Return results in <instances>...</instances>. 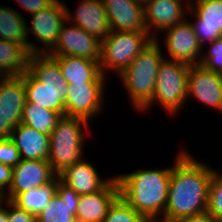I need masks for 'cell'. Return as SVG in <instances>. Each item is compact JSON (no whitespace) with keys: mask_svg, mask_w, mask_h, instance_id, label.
<instances>
[{"mask_svg":"<svg viewBox=\"0 0 222 222\" xmlns=\"http://www.w3.org/2000/svg\"><path fill=\"white\" fill-rule=\"evenodd\" d=\"M88 124L89 122L85 119L64 115L50 133L48 161L57 176L83 159L86 137L82 128L85 127L87 130Z\"/></svg>","mask_w":222,"mask_h":222,"instance_id":"cell-5","label":"cell"},{"mask_svg":"<svg viewBox=\"0 0 222 222\" xmlns=\"http://www.w3.org/2000/svg\"><path fill=\"white\" fill-rule=\"evenodd\" d=\"M14 126L7 120V118L0 112V139L10 137Z\"/></svg>","mask_w":222,"mask_h":222,"instance_id":"cell-35","label":"cell"},{"mask_svg":"<svg viewBox=\"0 0 222 222\" xmlns=\"http://www.w3.org/2000/svg\"><path fill=\"white\" fill-rule=\"evenodd\" d=\"M176 222H220V221H217L208 212H205L200 215L177 220Z\"/></svg>","mask_w":222,"mask_h":222,"instance_id":"cell-36","label":"cell"},{"mask_svg":"<svg viewBox=\"0 0 222 222\" xmlns=\"http://www.w3.org/2000/svg\"><path fill=\"white\" fill-rule=\"evenodd\" d=\"M74 11L70 13L65 5L66 21L84 29L88 34L103 41L110 33L106 9L102 0H81Z\"/></svg>","mask_w":222,"mask_h":222,"instance_id":"cell-15","label":"cell"},{"mask_svg":"<svg viewBox=\"0 0 222 222\" xmlns=\"http://www.w3.org/2000/svg\"><path fill=\"white\" fill-rule=\"evenodd\" d=\"M20 153L10 137L0 139V163L12 167L20 163Z\"/></svg>","mask_w":222,"mask_h":222,"instance_id":"cell-31","label":"cell"},{"mask_svg":"<svg viewBox=\"0 0 222 222\" xmlns=\"http://www.w3.org/2000/svg\"><path fill=\"white\" fill-rule=\"evenodd\" d=\"M8 222H37L36 216L8 200Z\"/></svg>","mask_w":222,"mask_h":222,"instance_id":"cell-32","label":"cell"},{"mask_svg":"<svg viewBox=\"0 0 222 222\" xmlns=\"http://www.w3.org/2000/svg\"><path fill=\"white\" fill-rule=\"evenodd\" d=\"M30 51L19 45L0 39V72L4 76H20L28 70Z\"/></svg>","mask_w":222,"mask_h":222,"instance_id":"cell-25","label":"cell"},{"mask_svg":"<svg viewBox=\"0 0 222 222\" xmlns=\"http://www.w3.org/2000/svg\"><path fill=\"white\" fill-rule=\"evenodd\" d=\"M189 68L188 64L165 58L158 69L152 100L141 112L150 110L157 101L165 109L164 111L176 114L188 99Z\"/></svg>","mask_w":222,"mask_h":222,"instance_id":"cell-6","label":"cell"},{"mask_svg":"<svg viewBox=\"0 0 222 222\" xmlns=\"http://www.w3.org/2000/svg\"><path fill=\"white\" fill-rule=\"evenodd\" d=\"M26 101L55 112H65L68 83L58 62L49 54H31L24 73Z\"/></svg>","mask_w":222,"mask_h":222,"instance_id":"cell-3","label":"cell"},{"mask_svg":"<svg viewBox=\"0 0 222 222\" xmlns=\"http://www.w3.org/2000/svg\"><path fill=\"white\" fill-rule=\"evenodd\" d=\"M60 177L57 176L53 181L20 193L12 202L20 209H23L34 216L40 214L49 204L56 194V188Z\"/></svg>","mask_w":222,"mask_h":222,"instance_id":"cell-26","label":"cell"},{"mask_svg":"<svg viewBox=\"0 0 222 222\" xmlns=\"http://www.w3.org/2000/svg\"><path fill=\"white\" fill-rule=\"evenodd\" d=\"M57 175L48 160H20L13 167L12 184L2 198L13 201L20 193L43 186L53 181Z\"/></svg>","mask_w":222,"mask_h":222,"instance_id":"cell-11","label":"cell"},{"mask_svg":"<svg viewBox=\"0 0 222 222\" xmlns=\"http://www.w3.org/2000/svg\"><path fill=\"white\" fill-rule=\"evenodd\" d=\"M209 43L208 51L202 54L199 64L222 75V38L220 37Z\"/></svg>","mask_w":222,"mask_h":222,"instance_id":"cell-30","label":"cell"},{"mask_svg":"<svg viewBox=\"0 0 222 222\" xmlns=\"http://www.w3.org/2000/svg\"><path fill=\"white\" fill-rule=\"evenodd\" d=\"M64 115L65 112H55L26 101L22 110L21 123L34 128L38 132L50 135Z\"/></svg>","mask_w":222,"mask_h":222,"instance_id":"cell-27","label":"cell"},{"mask_svg":"<svg viewBox=\"0 0 222 222\" xmlns=\"http://www.w3.org/2000/svg\"><path fill=\"white\" fill-rule=\"evenodd\" d=\"M214 170L182 149L172 166L166 209L158 222H176L207 212L208 188Z\"/></svg>","mask_w":222,"mask_h":222,"instance_id":"cell-1","label":"cell"},{"mask_svg":"<svg viewBox=\"0 0 222 222\" xmlns=\"http://www.w3.org/2000/svg\"><path fill=\"white\" fill-rule=\"evenodd\" d=\"M67 24L68 21L62 24L57 42L47 54L50 56L71 55L99 62L101 59V41L88 34L81 27L75 24L67 26Z\"/></svg>","mask_w":222,"mask_h":222,"instance_id":"cell-9","label":"cell"},{"mask_svg":"<svg viewBox=\"0 0 222 222\" xmlns=\"http://www.w3.org/2000/svg\"><path fill=\"white\" fill-rule=\"evenodd\" d=\"M132 1L138 5H141L143 8H145L151 0H132Z\"/></svg>","mask_w":222,"mask_h":222,"instance_id":"cell-38","label":"cell"},{"mask_svg":"<svg viewBox=\"0 0 222 222\" xmlns=\"http://www.w3.org/2000/svg\"><path fill=\"white\" fill-rule=\"evenodd\" d=\"M207 212L222 222V174L214 170L208 188Z\"/></svg>","mask_w":222,"mask_h":222,"instance_id":"cell-29","label":"cell"},{"mask_svg":"<svg viewBox=\"0 0 222 222\" xmlns=\"http://www.w3.org/2000/svg\"><path fill=\"white\" fill-rule=\"evenodd\" d=\"M182 2L183 0H151L147 4L144 8L145 23L147 32L153 39L157 36L156 33L152 34V29L164 32L165 29L180 24L187 18L185 16L189 10V3L185 5V9Z\"/></svg>","mask_w":222,"mask_h":222,"instance_id":"cell-16","label":"cell"},{"mask_svg":"<svg viewBox=\"0 0 222 222\" xmlns=\"http://www.w3.org/2000/svg\"><path fill=\"white\" fill-rule=\"evenodd\" d=\"M187 95L222 113V75L201 64L190 65Z\"/></svg>","mask_w":222,"mask_h":222,"instance_id":"cell-14","label":"cell"},{"mask_svg":"<svg viewBox=\"0 0 222 222\" xmlns=\"http://www.w3.org/2000/svg\"><path fill=\"white\" fill-rule=\"evenodd\" d=\"M55 0H16L31 15L51 5Z\"/></svg>","mask_w":222,"mask_h":222,"instance_id":"cell-33","label":"cell"},{"mask_svg":"<svg viewBox=\"0 0 222 222\" xmlns=\"http://www.w3.org/2000/svg\"><path fill=\"white\" fill-rule=\"evenodd\" d=\"M59 177L80 196L102 190L113 179L102 180L92 163L84 158L69 166Z\"/></svg>","mask_w":222,"mask_h":222,"instance_id":"cell-20","label":"cell"},{"mask_svg":"<svg viewBox=\"0 0 222 222\" xmlns=\"http://www.w3.org/2000/svg\"><path fill=\"white\" fill-rule=\"evenodd\" d=\"M59 64L64 80L70 84L105 82L98 61L71 55L52 56Z\"/></svg>","mask_w":222,"mask_h":222,"instance_id":"cell-23","label":"cell"},{"mask_svg":"<svg viewBox=\"0 0 222 222\" xmlns=\"http://www.w3.org/2000/svg\"><path fill=\"white\" fill-rule=\"evenodd\" d=\"M10 138L19 150L22 160H48L49 135L20 123L12 130Z\"/></svg>","mask_w":222,"mask_h":222,"instance_id":"cell-22","label":"cell"},{"mask_svg":"<svg viewBox=\"0 0 222 222\" xmlns=\"http://www.w3.org/2000/svg\"><path fill=\"white\" fill-rule=\"evenodd\" d=\"M0 39L25 45L31 54L41 53L35 43L27 36V25L24 17L11 7L0 6Z\"/></svg>","mask_w":222,"mask_h":222,"instance_id":"cell-24","label":"cell"},{"mask_svg":"<svg viewBox=\"0 0 222 222\" xmlns=\"http://www.w3.org/2000/svg\"><path fill=\"white\" fill-rule=\"evenodd\" d=\"M110 31L147 32L144 8L132 0H102Z\"/></svg>","mask_w":222,"mask_h":222,"instance_id":"cell-17","label":"cell"},{"mask_svg":"<svg viewBox=\"0 0 222 222\" xmlns=\"http://www.w3.org/2000/svg\"><path fill=\"white\" fill-rule=\"evenodd\" d=\"M5 76L0 72V81L4 78Z\"/></svg>","mask_w":222,"mask_h":222,"instance_id":"cell-39","label":"cell"},{"mask_svg":"<svg viewBox=\"0 0 222 222\" xmlns=\"http://www.w3.org/2000/svg\"><path fill=\"white\" fill-rule=\"evenodd\" d=\"M188 11L196 18L191 24L202 47L221 37L222 0H191Z\"/></svg>","mask_w":222,"mask_h":222,"instance_id":"cell-13","label":"cell"},{"mask_svg":"<svg viewBox=\"0 0 222 222\" xmlns=\"http://www.w3.org/2000/svg\"><path fill=\"white\" fill-rule=\"evenodd\" d=\"M25 102L24 73L20 76H5L0 81V112L14 127L21 123Z\"/></svg>","mask_w":222,"mask_h":222,"instance_id":"cell-21","label":"cell"},{"mask_svg":"<svg viewBox=\"0 0 222 222\" xmlns=\"http://www.w3.org/2000/svg\"><path fill=\"white\" fill-rule=\"evenodd\" d=\"M12 176L13 167L0 163V194L2 196L5 194V189L9 190L12 184Z\"/></svg>","mask_w":222,"mask_h":222,"instance_id":"cell-34","label":"cell"},{"mask_svg":"<svg viewBox=\"0 0 222 222\" xmlns=\"http://www.w3.org/2000/svg\"><path fill=\"white\" fill-rule=\"evenodd\" d=\"M78 195L71 187L58 181L56 194L45 209L36 216L37 222H77Z\"/></svg>","mask_w":222,"mask_h":222,"instance_id":"cell-19","label":"cell"},{"mask_svg":"<svg viewBox=\"0 0 222 222\" xmlns=\"http://www.w3.org/2000/svg\"><path fill=\"white\" fill-rule=\"evenodd\" d=\"M161 52L158 39H153L118 76L138 111L152 100L158 69L165 59Z\"/></svg>","mask_w":222,"mask_h":222,"instance_id":"cell-4","label":"cell"},{"mask_svg":"<svg viewBox=\"0 0 222 222\" xmlns=\"http://www.w3.org/2000/svg\"><path fill=\"white\" fill-rule=\"evenodd\" d=\"M61 2L55 0L48 7L31 15V27L27 26V36L33 32L35 39L42 42L43 54H47L55 46L62 24L66 21L65 2Z\"/></svg>","mask_w":222,"mask_h":222,"instance_id":"cell-12","label":"cell"},{"mask_svg":"<svg viewBox=\"0 0 222 222\" xmlns=\"http://www.w3.org/2000/svg\"><path fill=\"white\" fill-rule=\"evenodd\" d=\"M172 166L165 169H140L115 176L119 197L149 222L164 216Z\"/></svg>","mask_w":222,"mask_h":222,"instance_id":"cell-2","label":"cell"},{"mask_svg":"<svg viewBox=\"0 0 222 222\" xmlns=\"http://www.w3.org/2000/svg\"><path fill=\"white\" fill-rule=\"evenodd\" d=\"M152 40L148 32L110 31L101 42V73L112 69L119 76Z\"/></svg>","mask_w":222,"mask_h":222,"instance_id":"cell-7","label":"cell"},{"mask_svg":"<svg viewBox=\"0 0 222 222\" xmlns=\"http://www.w3.org/2000/svg\"><path fill=\"white\" fill-rule=\"evenodd\" d=\"M3 202L4 204H6L7 209L5 208ZM2 206H4V208ZM7 214H8V200L2 198L0 200V222H8Z\"/></svg>","mask_w":222,"mask_h":222,"instance_id":"cell-37","label":"cell"},{"mask_svg":"<svg viewBox=\"0 0 222 222\" xmlns=\"http://www.w3.org/2000/svg\"><path fill=\"white\" fill-rule=\"evenodd\" d=\"M164 47L169 60L180 61L188 65L199 64L203 47L194 32L191 20L186 18L182 23L167 28Z\"/></svg>","mask_w":222,"mask_h":222,"instance_id":"cell-10","label":"cell"},{"mask_svg":"<svg viewBox=\"0 0 222 222\" xmlns=\"http://www.w3.org/2000/svg\"><path fill=\"white\" fill-rule=\"evenodd\" d=\"M119 197L116 177L100 191L81 195L78 202L77 222H103L109 207Z\"/></svg>","mask_w":222,"mask_h":222,"instance_id":"cell-18","label":"cell"},{"mask_svg":"<svg viewBox=\"0 0 222 222\" xmlns=\"http://www.w3.org/2000/svg\"><path fill=\"white\" fill-rule=\"evenodd\" d=\"M103 222H149L143 215L136 212L122 198L118 197L109 207Z\"/></svg>","mask_w":222,"mask_h":222,"instance_id":"cell-28","label":"cell"},{"mask_svg":"<svg viewBox=\"0 0 222 222\" xmlns=\"http://www.w3.org/2000/svg\"><path fill=\"white\" fill-rule=\"evenodd\" d=\"M106 82H85L68 85L65 116L92 120L101 113Z\"/></svg>","mask_w":222,"mask_h":222,"instance_id":"cell-8","label":"cell"}]
</instances>
